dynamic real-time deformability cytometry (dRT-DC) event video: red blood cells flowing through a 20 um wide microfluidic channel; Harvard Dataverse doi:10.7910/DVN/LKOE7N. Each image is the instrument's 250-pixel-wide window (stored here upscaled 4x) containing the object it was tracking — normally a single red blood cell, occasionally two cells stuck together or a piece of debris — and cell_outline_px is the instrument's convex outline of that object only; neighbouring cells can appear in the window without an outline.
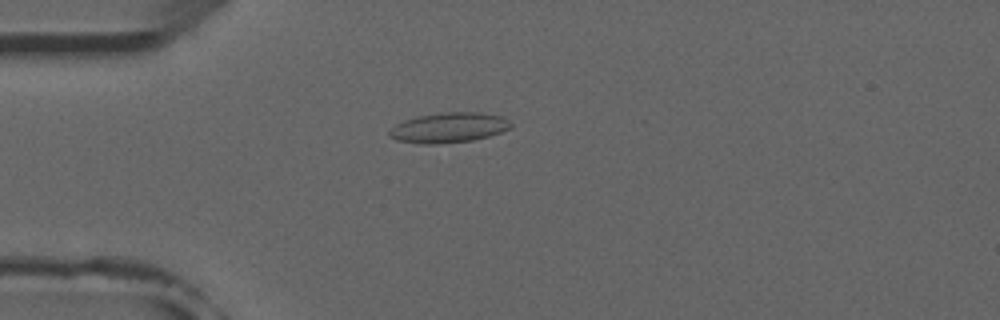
{"species": "common noctule bat (a hibernating species)", "species_latin": "Nyctalus noctula", "temperature_condition": "room temperature", "stored_images_in_passage": 52, "camera_frame_rate_fps": 3000, "um_per_image_px": 0.085, "animal": {"sex": "male", "forearm_length_mm": 52.5}, "frame": {"image": 1, "passage_image": 14, "time_ms": 4.333, "image_size_px": [1000, 320], "cell_outline_px": [[512, 128], [488, 136], [472, 140], [436, 144], [424, 144], [396, 140], [388, 136], [388, 132], [396, 124], [404, 120], [416, 116], [440, 112], [480, 112], [504, 116], [512, 124]], "centroid_in_image_um": [38.15, 10.83], "position_along_channel_um": 46.8, "area_um2": 21.44}}
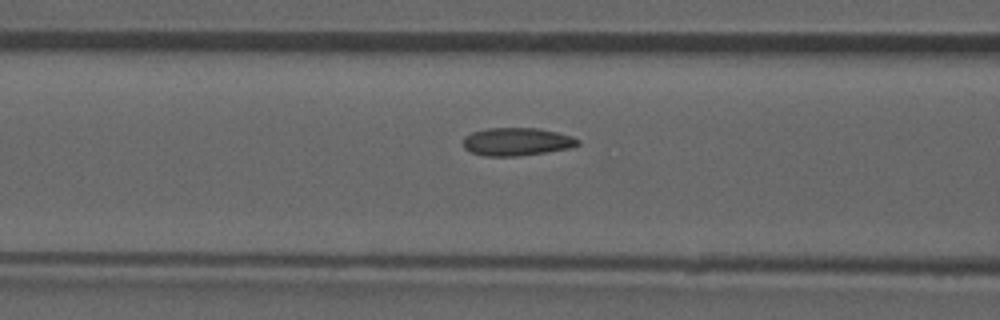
{"frame": {"image": 2, "passage_image": 21, "time_ms": 6.667, "image_size_px": [1000, 320], "cell_outline_px": [[580, 144], [568, 148], [520, 156], [484, 156], [472, 152], [464, 148], [464, 136], [472, 132], [488, 128], [540, 128], [572, 136], [580, 140]], "centroid_in_image_um": [43.92, 12.04], "position_along_channel_um": 122.7, "area_um2": 18.61}}
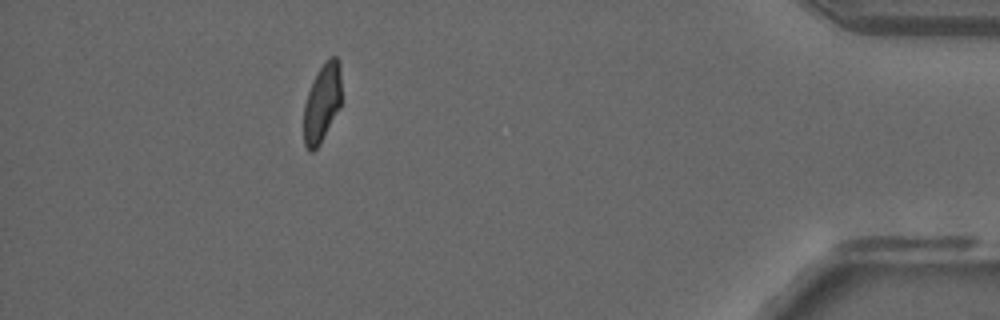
{"frame": {"image": 3, "passage_image": 47, "time_ms": 15.333, "image_size_px": [1000, 320], "cell_outline_px": [[340, 108], [320, 144], [312, 152], [308, 152], [304, 144], [304, 104], [308, 92], [316, 72], [328, 56], [336, 56], [340, 64]], "centroid_in_image_um": [27.37, 8.74], "position_along_channel_um": 407.8, "area_um2": 17.34}, "authors_computed_cell_mechanics": {"area_um2": 18.5827, "velocity_mm_per_s": 3.9235, "shape_relaxation_time_tau1_ms": 9.3975, "shape_relaxation_time_tau2_ms": 1.4522, "deformation_change_tau1": 0.2198, "deformation_change_tau2": 0.0765}}